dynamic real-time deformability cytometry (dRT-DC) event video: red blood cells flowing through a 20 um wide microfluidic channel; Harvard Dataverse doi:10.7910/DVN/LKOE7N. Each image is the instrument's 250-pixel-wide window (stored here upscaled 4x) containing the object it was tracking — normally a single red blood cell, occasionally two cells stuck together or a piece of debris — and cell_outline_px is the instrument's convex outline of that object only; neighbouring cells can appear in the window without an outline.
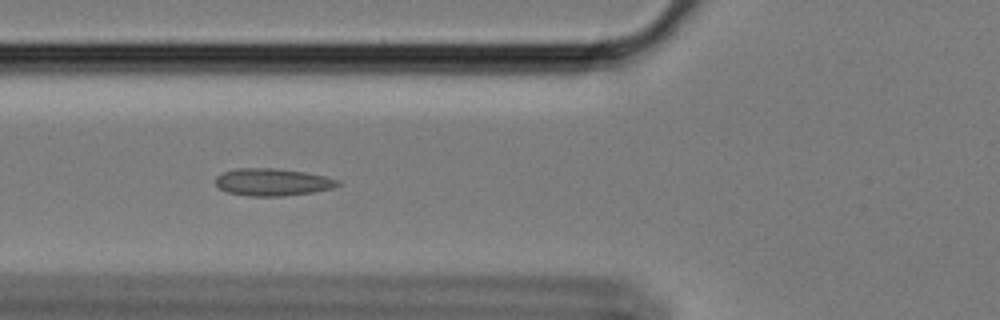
{"species": "Egyptian fruit bat (a non-hibernating species)", "species_latin": "Rousettus aegyptiacus", "temperature_condition": "cold", "stored_images_in_passage": 51, "camera_frame_rate_fps": 3000, "um_per_image_px": 0.085, "animal": {"sex": "female"}, "frame": {"image": 1, "passage_image": 14, "time_ms": 4.333, "image_size_px": [1000, 320], "cell_outline_px": [[340, 184], [332, 188], [312, 192], [284, 196], [248, 196], [228, 192], [220, 188], [216, 184], [216, 176], [224, 172], [236, 168], [272, 168], [304, 172], [324, 176], [340, 180]], "centroid_in_image_um": [23.16, 15.48], "position_along_channel_um": 102.6, "area_um2": 19.31}}
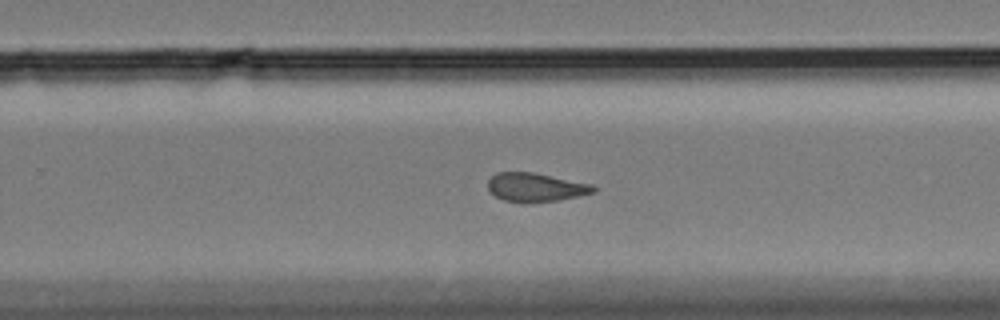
{"frame": {"image": 2, "passage_image": 30, "time_ms": 9.667, "image_size_px": [1000, 320], "cell_outline_px": [[596, 192], [580, 196], [560, 200], [524, 204], [504, 200], [496, 196], [488, 188], [488, 180], [496, 172], [532, 172], [592, 184], [596, 188]], "centroid_in_image_um": [45.54, 15.94], "position_along_channel_um": 284.3, "area_um2": 17.86}}
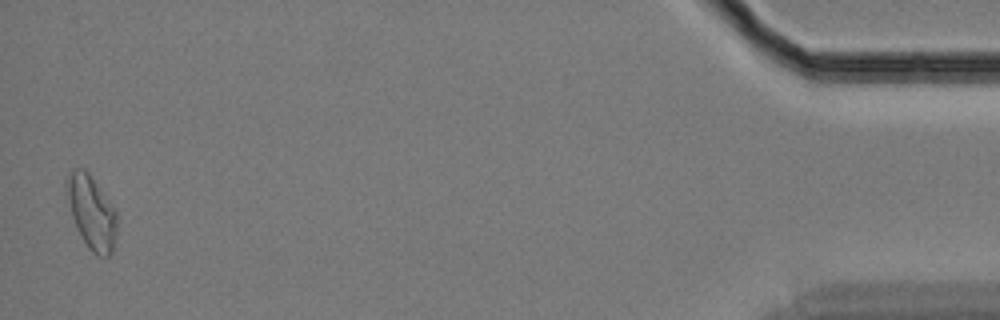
{"frame": {"image": 3, "passage_image": 50, "time_ms": 16.333, "image_size_px": [1000, 320], "cell_outline_px": [[116, 228], [112, 252], [108, 256], [96, 256], [88, 248], [76, 228], [72, 216], [68, 196], [68, 176], [72, 168], [84, 168], [88, 172], [116, 212]], "centroid_in_image_um": [7.78, 18.08], "position_along_channel_um": 427.4, "area_um2": 20.75}, "authors_computed_cell_mechanics": {"area_um2": 18.9006, "velocity_mm_per_s": 3.4069, "shape_relaxation_time_tau1_ms": null, "shape_relaxation_time_tau2_ms": 2.0522, "deformation_change_tau1": null, "deformation_change_tau2": 0.0754}}